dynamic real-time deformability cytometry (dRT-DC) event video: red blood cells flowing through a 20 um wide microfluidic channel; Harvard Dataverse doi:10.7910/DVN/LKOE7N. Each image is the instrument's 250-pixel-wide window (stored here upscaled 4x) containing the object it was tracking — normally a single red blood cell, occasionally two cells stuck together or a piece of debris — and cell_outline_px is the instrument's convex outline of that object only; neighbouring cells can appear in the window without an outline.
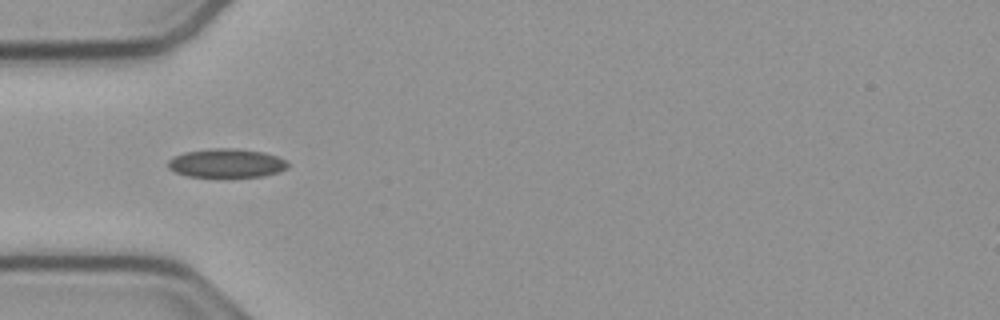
{"species": "common noctule bat (a hibernating species)", "species_latin": "Nyctalus noctula", "temperature_condition": "cold", "stored_images_in_passage": 38, "camera_frame_rate_fps": 3000, "um_per_image_px": 0.085, "animal": {"sex": "male", "body_mass_g": 23.1, "forearm_length_mm": 52.7}, "frame": {"image": 1, "passage_image": 1, "time_ms": 0.0, "image_size_px": [1000, 320], "cell_outline_px": [[288, 168], [280, 172], [264, 176], [188, 176], [176, 172], [168, 168], [168, 160], [172, 156], [184, 152], [212, 148], [232, 148], [264, 152], [276, 156], [284, 160], [288, 164]], "centroid_in_image_um": [19.24, 13.86], "position_along_channel_um": 65.8, "area_um2": 20.0}}
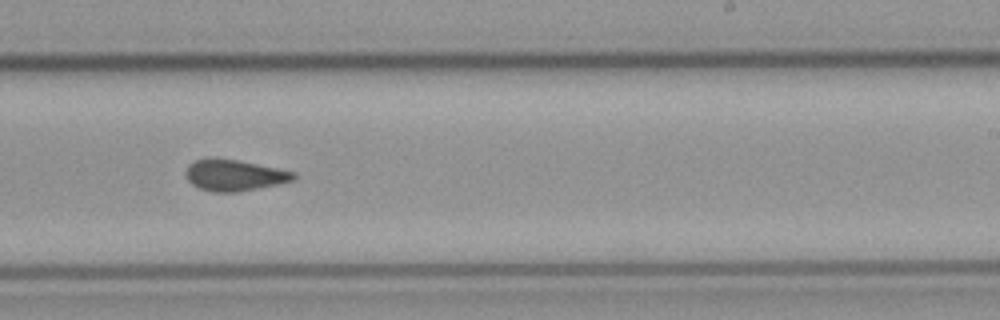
{"frame": {"image": 2, "passage_image": 17, "time_ms": 5.333, "image_size_px": [1000, 320], "cell_outline_px": [[296, 180], [236, 192], [212, 192], [200, 188], [192, 184], [188, 180], [184, 172], [188, 164], [196, 160], [236, 160], [296, 172]], "centroid_in_image_um": [19.92, 14.92], "position_along_channel_um": 269.1, "area_um2": 19.07}}
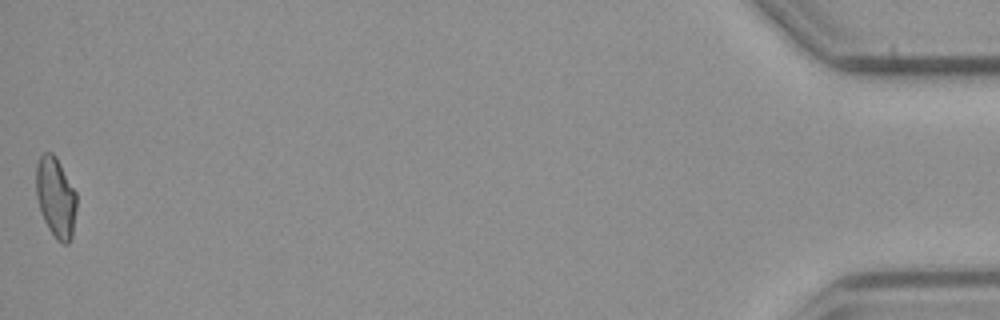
{"frame": {"image": 3, "passage_image": 38, "time_ms": 12.333, "image_size_px": [1000, 320], "cell_outline_px": [[76, 208], [72, 236], [68, 244], [64, 244], [56, 240], [48, 228], [44, 220], [36, 196], [36, 164], [40, 156], [44, 152], [52, 152], [56, 156], [76, 192]], "centroid_in_image_um": [4.73, 16.77], "position_along_channel_um": 430.5, "area_um2": 18.96}, "authors_computed_cell_mechanics": {"area_um2": 19.3341, "velocity_mm_per_s": 3.8015, "shape_relaxation_time_tau1_ms": null, "shape_relaxation_time_tau2_ms": 4.898, "deformation_change_tau1": null, "deformation_change_tau2": 0.0869}}